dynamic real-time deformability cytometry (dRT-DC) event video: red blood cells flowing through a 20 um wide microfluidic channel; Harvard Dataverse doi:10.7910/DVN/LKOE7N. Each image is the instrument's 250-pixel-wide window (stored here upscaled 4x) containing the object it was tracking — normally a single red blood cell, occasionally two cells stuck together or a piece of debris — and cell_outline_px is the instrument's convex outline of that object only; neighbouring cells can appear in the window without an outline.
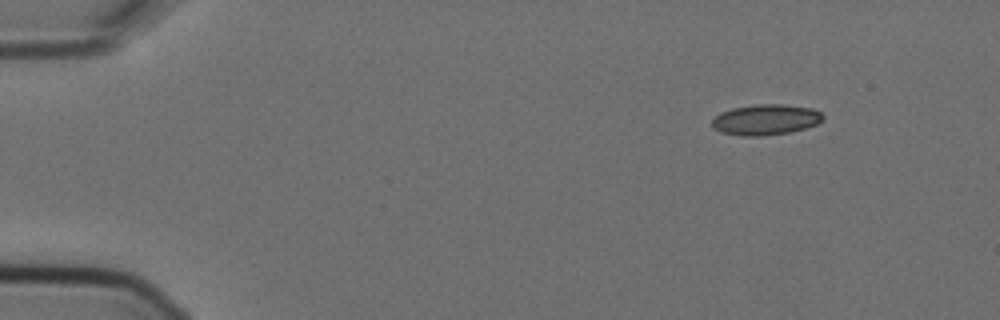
{"species": "Egyptian fruit bat (a non-hibernating species)", "species_latin": "Rousettus aegyptiacus", "temperature_condition": "cold", "stored_images_in_passage": 5, "segment_of_instrument_passage": [2, 2], "camera_frame_rate_fps": 3000, "um_per_image_px": 0.085, "animal": {"sex": "female"}, "frame": {"image": 1, "passage_image": 5, "time_ms": 1.333, "image_size_px": [1000, 320], "cell_outline_px": [[824, 120], [816, 124], [792, 132], [764, 136], [740, 136], [720, 132], [712, 128], [712, 120], [720, 112], [732, 108], [756, 104], [784, 104], [812, 108], [820, 112], [824, 116]], "centroid_in_image_um": [65.07, 10.17], "position_along_channel_um": 19.9, "area_um2": 20.06}}